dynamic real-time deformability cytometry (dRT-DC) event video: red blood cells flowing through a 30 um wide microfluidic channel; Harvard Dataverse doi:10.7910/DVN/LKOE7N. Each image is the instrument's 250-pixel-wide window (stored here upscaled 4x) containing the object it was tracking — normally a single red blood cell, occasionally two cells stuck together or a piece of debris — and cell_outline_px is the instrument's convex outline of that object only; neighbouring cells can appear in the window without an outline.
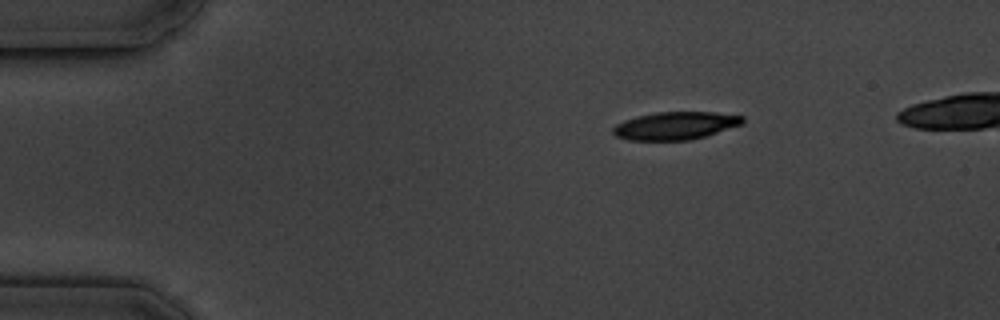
{"species": "common noctule bat (a hibernating species)", "species_latin": "Nyctalus noctula", "temperature_condition": "cold", "stored_images_in_passage": 13, "camera_frame_rate_fps": 3000, "um_per_image_px": 0.085, "animal": {"sex": "male", "body_mass_g": 19.5, "forearm_length_mm": 54.6}, "frame": {"image": 1, "passage_image": 1, "time_ms": 0.0, "image_size_px": [1000, 320], "cell_outline_px": [[744, 124], [704, 136], [688, 140], [628, 140], [616, 136], [612, 132], [612, 128], [616, 124], [624, 120], [636, 116], [656, 112], [712, 112], [744, 116]], "centroid_in_image_um": [57.39, 10.68], "position_along_channel_um": 27.6, "area_um2": 20.98}, "authors_computed_cell_mechanics": {"area_um2": 22.0796, "velocity_mm_per_s": 3.4859, "shape_relaxation_time_tau1_ms": 2.8621, "shape_relaxation_time_tau2_ms": null, "deformation_change_tau1": 0.0991, "deformation_change_tau2": null}}